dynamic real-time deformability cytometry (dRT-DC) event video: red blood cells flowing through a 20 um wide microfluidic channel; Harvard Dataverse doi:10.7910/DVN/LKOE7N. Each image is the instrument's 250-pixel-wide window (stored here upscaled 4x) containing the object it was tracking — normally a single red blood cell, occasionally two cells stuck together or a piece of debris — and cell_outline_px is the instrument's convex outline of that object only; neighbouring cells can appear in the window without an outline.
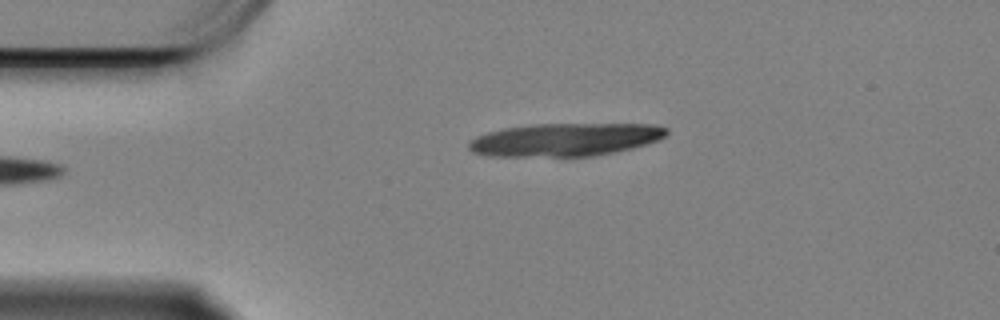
{"species": "Egyptian fruit bat (a non-hibernating species)", "species_latin": "Rousettus aegyptiacus", "temperature_condition": "cold", "stored_images_in_passage": 7, "camera_frame_rate_fps": 3000, "um_per_image_px": 0.085, "animal": {"sex": "female"}, "frame": {"image": 1, "passage_image": 1, "time_ms": 0.0, "image_size_px": [1000, 320], "cell_outline_px": [[668, 132], [660, 140], [648, 144], [632, 148], [592, 156], [488, 156], [472, 152], [468, 148], [468, 144], [476, 136], [488, 132], [504, 128], [536, 124], [652, 124], [668, 128]], "centroid_in_image_um": [48.05, 11.87], "position_along_channel_um": 37.0, "area_um2": 37.97}}